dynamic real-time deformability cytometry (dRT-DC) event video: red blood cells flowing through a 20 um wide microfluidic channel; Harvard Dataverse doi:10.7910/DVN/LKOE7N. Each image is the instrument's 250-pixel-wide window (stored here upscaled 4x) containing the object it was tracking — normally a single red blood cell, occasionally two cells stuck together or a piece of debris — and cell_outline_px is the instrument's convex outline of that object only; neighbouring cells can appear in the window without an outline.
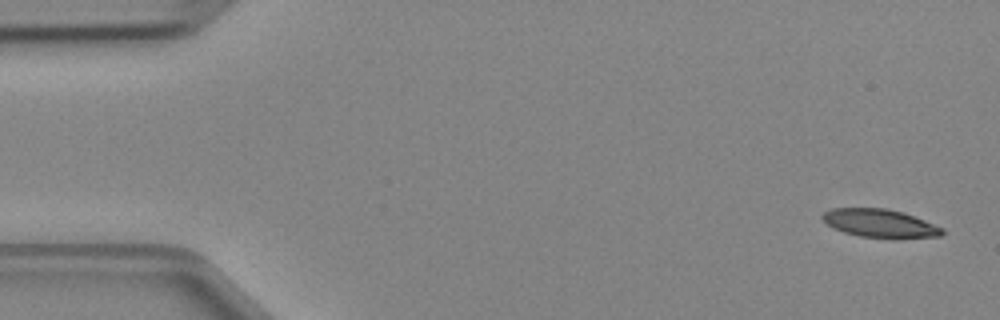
{"species": "Egyptian fruit bat (a non-hibernating species)", "species_latin": "Rousettus aegyptiacus", "temperature_condition": "cold", "stored_images_in_passage": 4, "camera_frame_rate_fps": 3000, "um_per_image_px": 0.085, "animal": {"sex": "female"}, "frame": {"image": 1, "passage_image": 1, "time_ms": 0.0, "image_size_px": [1000, 320], "cell_outline_px": [[944, 232], [940, 236], [896, 240], [860, 236], [844, 232], [832, 228], [820, 216], [824, 212], [832, 208], [888, 208], [904, 212], [944, 228]], "centroid_in_image_um": [74.83, 19.0], "position_along_channel_um": 10.2, "area_um2": 20.23}}
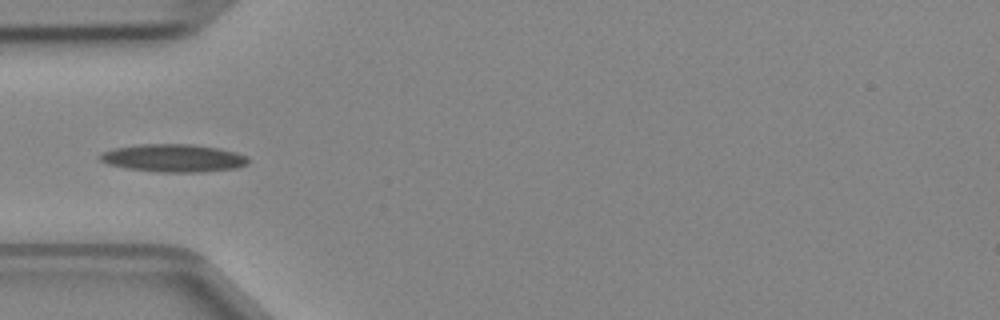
{"frame": {"image": 2, "passage_image": 4, "time_ms": 1.0, "image_size_px": [1000, 320], "cell_outline_px": [[248, 164], [236, 168], [204, 172], [156, 172], [124, 168], [108, 164], [100, 160], [96, 156], [100, 152], [112, 148], [140, 144], [192, 144], [220, 148], [236, 152], [248, 156]], "centroid_in_image_um": [14.71, 13.43], "position_along_channel_um": 70.3, "area_um2": 24.45}}